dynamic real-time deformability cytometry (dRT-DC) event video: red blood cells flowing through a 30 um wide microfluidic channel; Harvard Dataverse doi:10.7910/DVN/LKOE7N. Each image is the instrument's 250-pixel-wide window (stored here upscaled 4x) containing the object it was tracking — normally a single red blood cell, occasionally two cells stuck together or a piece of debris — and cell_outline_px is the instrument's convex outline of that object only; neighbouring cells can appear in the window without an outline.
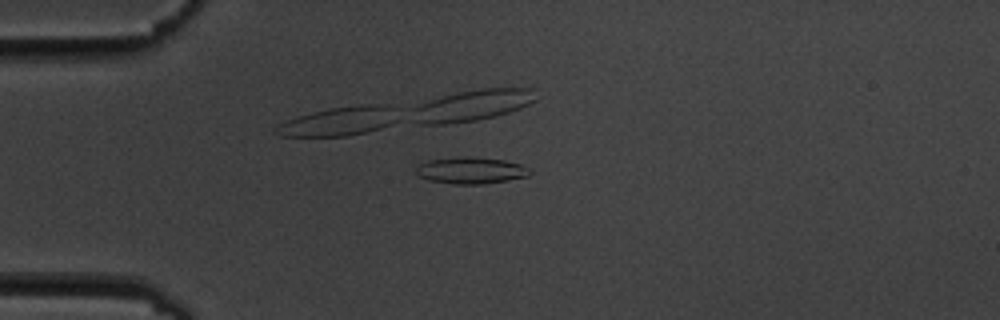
{"species": "common noctule bat (a hibernating species)", "species_latin": "Nyctalus noctula", "temperature_condition": "cold", "stored_images_in_passage": 7, "camera_frame_rate_fps": 3000, "um_per_image_px": 0.085, "animal": {"sex": "male", "body_mass_g": 19.5, "forearm_length_mm": 54.6}, "frame": {"image": 1, "passage_image": 5, "time_ms": 4.667, "image_size_px": [1000, 320], "cell_outline_px": [[532, 172], [528, 176], [508, 180], [484, 184], [452, 184], [428, 180], [416, 176], [412, 172], [412, 168], [416, 164], [428, 160], [456, 156], [464, 156], [504, 160], [520, 164], [528, 168]], "centroid_in_image_um": [39.9, 14.48], "position_along_channel_um": 45.1, "area_um2": 18.15}}